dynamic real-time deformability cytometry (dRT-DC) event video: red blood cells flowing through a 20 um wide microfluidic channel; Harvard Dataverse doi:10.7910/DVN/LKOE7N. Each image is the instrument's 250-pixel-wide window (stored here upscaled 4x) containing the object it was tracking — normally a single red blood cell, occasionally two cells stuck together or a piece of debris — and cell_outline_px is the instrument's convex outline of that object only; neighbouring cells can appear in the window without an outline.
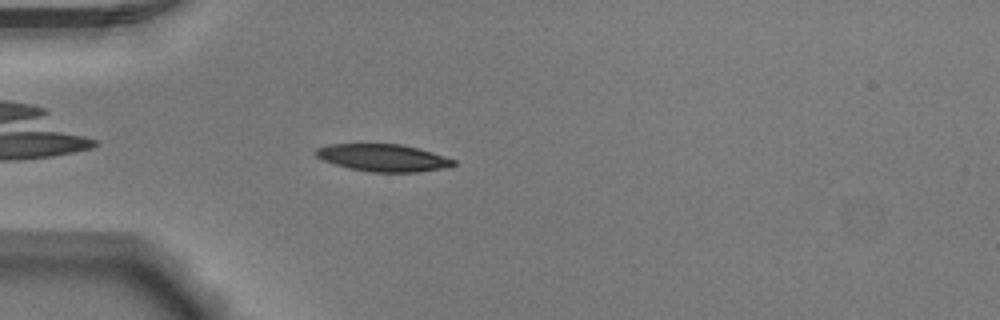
{"species": "Egyptian fruit bat (a non-hibernating species)", "species_latin": "Rousettus aegyptiacus", "temperature_condition": "warm", "stored_images_in_passage": 42, "camera_frame_rate_fps": 3000, "um_per_image_px": 0.085, "animal": {"sex": "male"}, "frame": {"image": 1, "passage_image": 5, "time_ms": 1.333, "image_size_px": [1000, 320], "cell_outline_px": [[456, 164], [452, 168], [416, 172], [372, 172], [352, 168], [336, 164], [324, 160], [316, 156], [316, 148], [328, 144], [400, 144], [420, 148], [456, 160]], "centroid_in_image_um": [32.65, 13.41], "position_along_channel_um": 52.3, "area_um2": 21.91}}
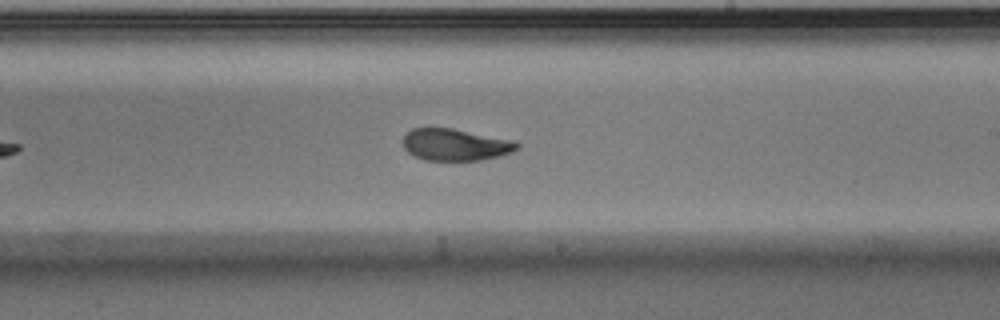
{"frame": {"image": 2, "passage_image": 21, "time_ms": 6.667, "image_size_px": [1000, 320], "cell_outline_px": [[520, 144], [512, 152], [500, 156], [480, 160], [424, 160], [408, 152], [404, 148], [404, 136], [412, 128], [452, 128], [508, 140]], "centroid_in_image_um": [38.66, 12.31], "position_along_channel_um": 250.3, "area_um2": 20.69}}
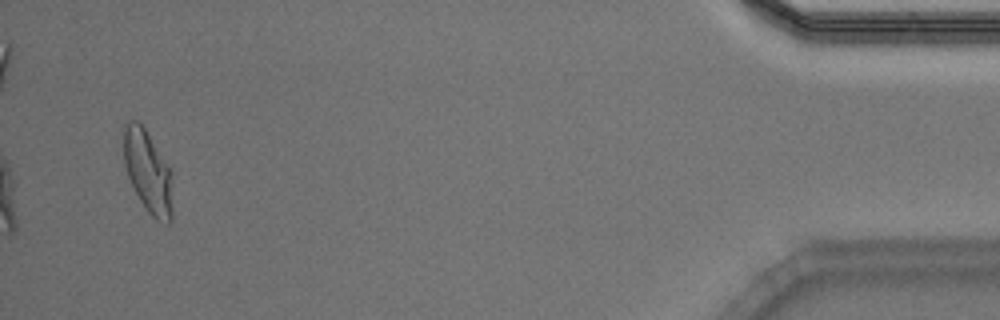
{"frame": {"image": 3, "passage_image": 40, "time_ms": 13.0, "image_size_px": [1000, 320], "cell_outline_px": [[172, 220], [168, 224], [156, 220], [144, 208], [128, 176], [124, 164], [124, 124], [128, 120], [136, 120], [144, 128], [172, 172]], "centroid_in_image_um": [12.58, 14.63], "position_along_channel_um": 422.6, "area_um2": 23.35}, "authors_computed_cell_mechanics": {"area_um2": 21.9929, "velocity_mm_per_s": 3.9169, "shape_relaxation_time_tau1_ms": 5.4151, "shape_relaxation_time_tau2_ms": 1.5634, "deformation_change_tau1": 0.195, "deformation_change_tau2": 0.068}}